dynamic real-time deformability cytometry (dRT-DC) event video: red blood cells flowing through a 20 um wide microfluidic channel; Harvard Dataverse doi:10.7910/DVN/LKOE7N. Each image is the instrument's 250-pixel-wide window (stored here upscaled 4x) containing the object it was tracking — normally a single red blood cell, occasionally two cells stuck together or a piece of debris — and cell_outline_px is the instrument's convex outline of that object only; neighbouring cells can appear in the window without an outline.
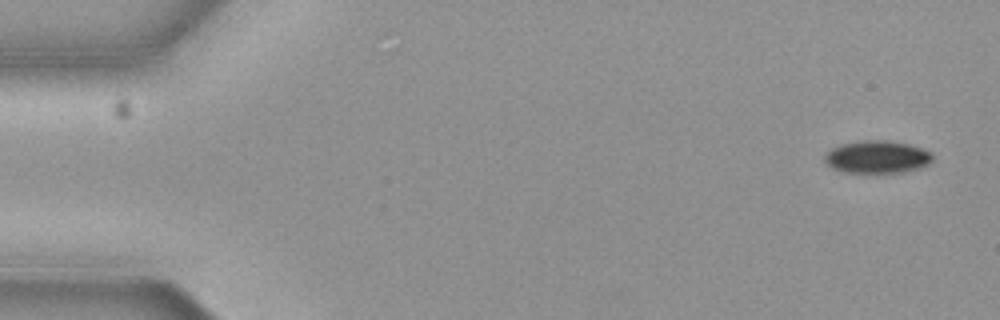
{"species": "common noctule bat (a hibernating species)", "species_latin": "Nyctalus noctula", "temperature_condition": "cold", "stored_images_in_passage": 6, "segment_of_instrument_passage": [1, 2], "camera_frame_rate_fps": 3000, "um_per_image_px": 0.085, "animal": {"sex": "female", "body_mass_g": 19.3, "forearm_length_mm": 54.1}, "frame": {"image": 1, "passage_image": 1, "time_ms": 0.0, "image_size_px": [1000, 320], "cell_outline_px": [[932, 160], [928, 164], [904, 172], [840, 172], [832, 168], [824, 160], [824, 156], [832, 148], [844, 144], [860, 140], [888, 140], [908, 144], [932, 152]], "centroid_in_image_um": [74.54, 13.33], "position_along_channel_um": 10.5, "area_um2": 20.29}}
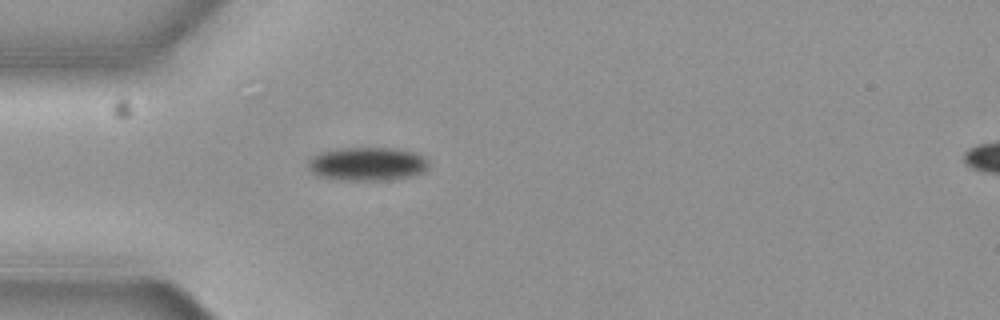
{"frame": {"image": 2, "passage_image": 5, "time_ms": 1.333, "image_size_px": [1000, 320], "cell_outline_px": [[428, 168], [424, 172], [412, 176], [392, 180], [344, 180], [320, 176], [312, 172], [308, 168], [308, 160], [312, 156], [320, 152], [344, 148], [396, 148], [412, 152], [424, 156], [428, 160]], "centroid_in_image_um": [31.25, 13.94], "position_along_channel_um": 53.7, "area_um2": 23.64}}